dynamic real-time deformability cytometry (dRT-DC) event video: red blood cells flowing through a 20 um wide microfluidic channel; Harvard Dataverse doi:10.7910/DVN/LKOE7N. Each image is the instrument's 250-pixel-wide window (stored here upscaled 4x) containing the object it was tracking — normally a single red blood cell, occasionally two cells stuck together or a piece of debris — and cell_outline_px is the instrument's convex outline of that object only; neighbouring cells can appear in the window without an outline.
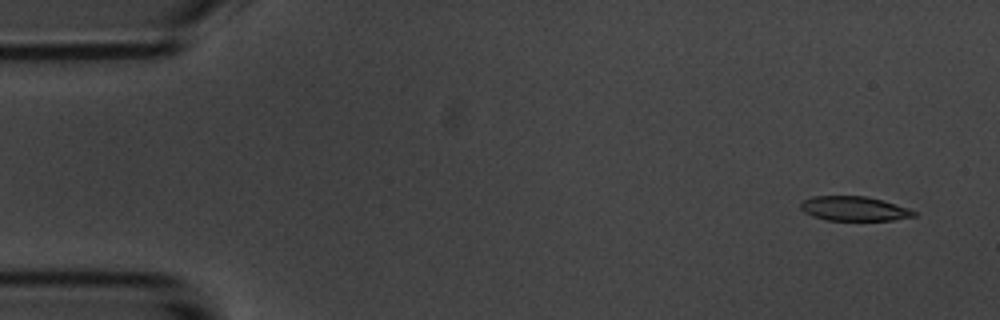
{"species": "common noctule bat (a hibernating species)", "species_latin": "Nyctalus noctula", "temperature_condition": "room temperature", "stored_images_in_passage": 8, "camera_frame_rate_fps": 3000, "um_per_image_px": 0.085, "animal": {"sex": "male", "body_mass_g": 20.1, "forearm_length_mm": 53.5}, "frame": {"image": 1, "passage_image": 1, "time_ms": 0.0, "image_size_px": [1000, 320], "cell_outline_px": [[920, 212], [916, 216], [892, 220], [824, 220], [812, 216], [804, 212], [800, 208], [800, 204], [804, 200], [812, 196], [868, 196], [884, 200]], "centroid_in_image_um": [72.63, 17.73], "position_along_channel_um": 12.4, "area_um2": 16.36}}
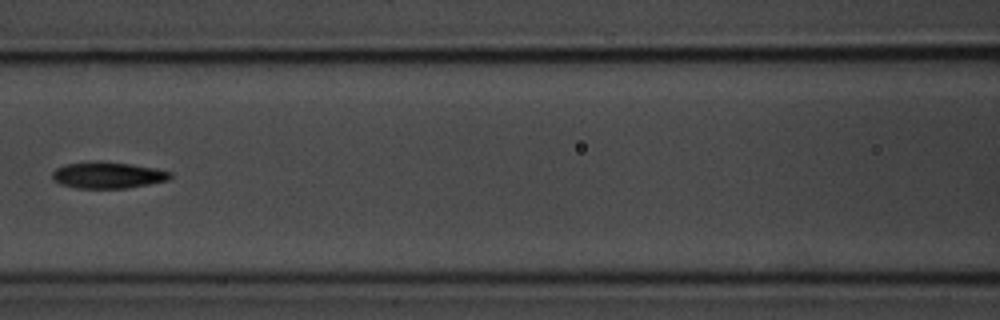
{"frame": {"image": 2, "passage_image": 7, "time_ms": 7.0, "image_size_px": [1000, 320], "cell_outline_px": [[172, 176], [168, 180], [128, 188], [76, 188], [60, 184], [52, 180], [52, 172], [56, 168], [64, 164], [96, 160], [104, 160], [132, 164], [156, 168], [172, 172]], "centroid_in_image_um": [9.14, 14.87], "position_along_channel_um": 157.5, "area_um2": 18.55}}
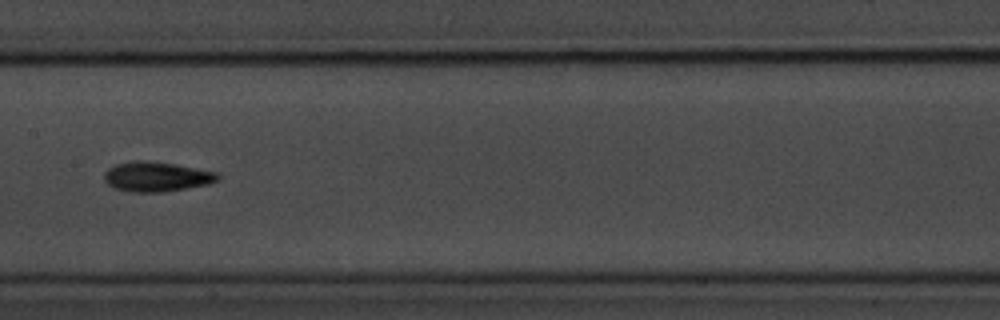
{"frame": {"image": 3, "passage_image": 8, "time_ms": 8.0, "image_size_px": [1000, 320], "cell_outline_px": [[220, 180], [208, 184], [164, 192], [132, 192], [116, 188], [108, 184], [104, 180], [104, 172], [108, 168], [116, 164], [136, 160], [148, 160], [176, 164], [216, 172], [220, 176]], "centroid_in_image_um": [13.31, 15.01], "position_along_channel_um": 194.1, "area_um2": 19.77}}